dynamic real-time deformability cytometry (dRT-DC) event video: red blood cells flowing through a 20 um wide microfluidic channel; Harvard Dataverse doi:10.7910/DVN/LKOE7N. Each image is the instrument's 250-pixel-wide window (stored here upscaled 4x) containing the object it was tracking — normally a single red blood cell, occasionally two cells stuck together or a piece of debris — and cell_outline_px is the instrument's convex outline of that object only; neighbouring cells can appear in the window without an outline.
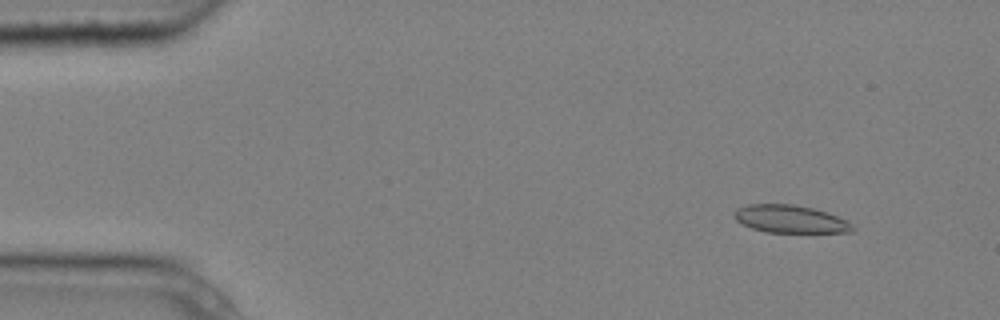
{"species": "common noctule bat (a hibernating species)", "species_latin": "Nyctalus noctula", "temperature_condition": "cold", "stored_images_in_passage": 4, "camera_frame_rate_fps": 3000, "um_per_image_px": 0.085, "animal": {"sex": "male", "body_mass_g": 20.4}, "frame": {"image": 1, "passage_image": 2, "time_ms": 0.333, "image_size_px": [1000, 320], "cell_outline_px": [[856, 228], [852, 232], [764, 232], [752, 228], [736, 220], [732, 216], [736, 208], [748, 204], [792, 204], [812, 208], [828, 212], [852, 224]], "centroid_in_image_um": [67.14, 18.61], "position_along_channel_um": 17.9, "area_um2": 19.07}}